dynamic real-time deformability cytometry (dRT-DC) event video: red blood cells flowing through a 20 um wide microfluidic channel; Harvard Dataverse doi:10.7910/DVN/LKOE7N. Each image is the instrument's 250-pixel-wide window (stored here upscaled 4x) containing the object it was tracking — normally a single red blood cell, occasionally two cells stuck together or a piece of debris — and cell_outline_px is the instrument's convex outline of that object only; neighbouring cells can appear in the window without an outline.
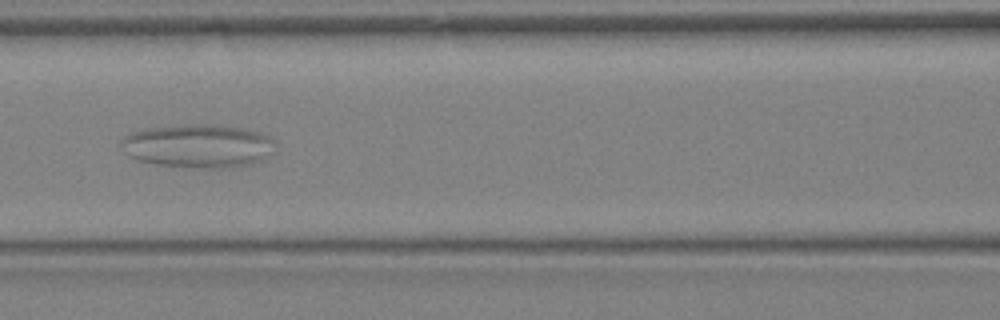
{"species": "Egyptian fruit bat (a non-hibernating species)", "species_latin": "Rousettus aegyptiacus", "temperature_condition": "warm", "stored_images_in_passage": 22, "camera_frame_rate_fps": 3000, "um_per_image_px": 0.085, "animal": {"sex": "female"}, "frame": {"image": 1, "passage_image": 16, "time_ms": 5.0, "image_size_px": [1000, 320], "cell_outline_px": [[276, 140], [264, 156], [260, 160], [252, 164], [212, 168], [208, 168], [160, 164], [140, 160], [128, 156], [120, 148], [120, 140], [124, 136], [132, 132], [148, 128], [192, 124], [216, 124], [244, 128], [260, 132]], "centroid_in_image_um": [16.78, 12.37], "position_along_channel_um": 149.8, "area_um2": 38.49}}